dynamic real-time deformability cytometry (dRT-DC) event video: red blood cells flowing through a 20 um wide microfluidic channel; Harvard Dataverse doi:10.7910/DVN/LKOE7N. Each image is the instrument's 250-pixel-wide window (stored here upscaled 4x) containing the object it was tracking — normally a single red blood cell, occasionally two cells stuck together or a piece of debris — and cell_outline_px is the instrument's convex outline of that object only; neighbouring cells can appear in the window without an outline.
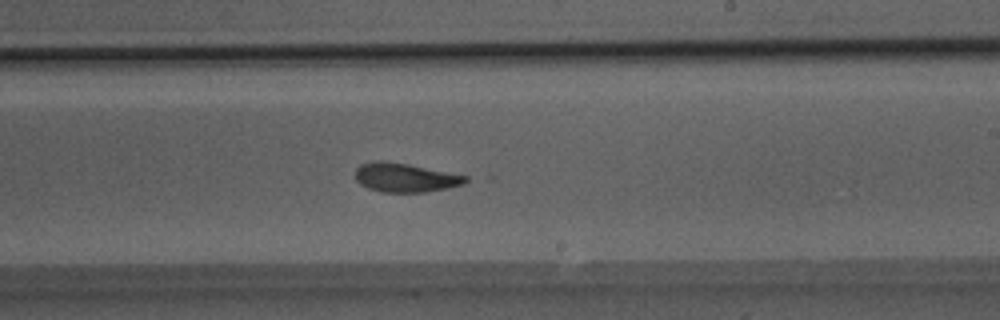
{"species": "Egyptian fruit bat (a non-hibernating species)", "species_latin": "Rousettus aegyptiacus", "temperature_condition": "room temperature", "stored_images_in_passage": 51, "camera_frame_rate_fps": 3000, "um_per_image_px": 0.085, "animal": {"sex": "male"}, "frame": {"image": 1, "passage_image": 31, "time_ms": 10.0, "image_size_px": [1000, 320], "cell_outline_px": [[472, 180], [464, 184], [448, 188], [424, 192], [380, 192], [368, 188], [360, 184], [356, 180], [356, 168], [360, 164], [372, 160], [380, 160], [408, 164], [468, 176]], "centroid_in_image_um": [34.45, 15.09], "position_along_channel_um": 254.6, "area_um2": 18.79}}
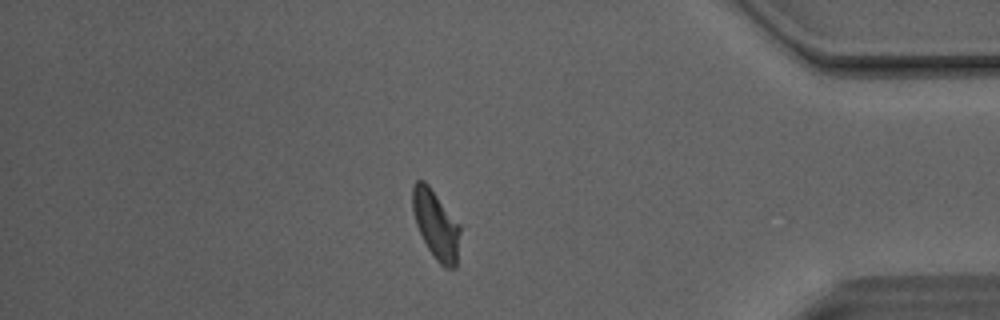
{"frame": {"image": 2, "passage_image": 44, "time_ms": 14.333, "image_size_px": [1000, 320], "cell_outline_px": [[460, 232], [456, 268], [444, 268], [436, 260], [428, 248], [416, 224], [412, 208], [412, 188], [416, 180], [424, 180], [428, 184], [460, 224]], "centroid_in_image_um": [37.06, 19.09], "position_along_channel_um": 398.1, "area_um2": 18.96}}
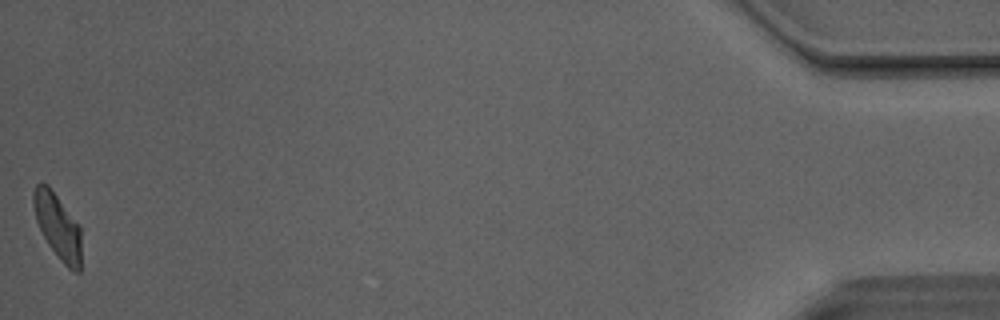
{"frame": {"image": 3, "passage_image": 51, "time_ms": 16.667, "image_size_px": [1000, 320], "cell_outline_px": [[80, 272], [72, 272], [60, 260], [48, 244], [36, 220], [32, 204], [32, 192], [36, 184], [48, 184], [80, 224]], "centroid_in_image_um": [4.9, 19.21], "position_along_channel_um": 430.3, "area_um2": 18.32}, "authors_computed_cell_mechanics": {"area_um2": 19.3052, "velocity_mm_per_s": 4.0777, "shape_relaxation_time_tau1_ms": 6.8482, "shape_relaxation_time_tau2_ms": 2.2856, "deformation_change_tau1": 0.1993, "deformation_change_tau2": 0.0921}}